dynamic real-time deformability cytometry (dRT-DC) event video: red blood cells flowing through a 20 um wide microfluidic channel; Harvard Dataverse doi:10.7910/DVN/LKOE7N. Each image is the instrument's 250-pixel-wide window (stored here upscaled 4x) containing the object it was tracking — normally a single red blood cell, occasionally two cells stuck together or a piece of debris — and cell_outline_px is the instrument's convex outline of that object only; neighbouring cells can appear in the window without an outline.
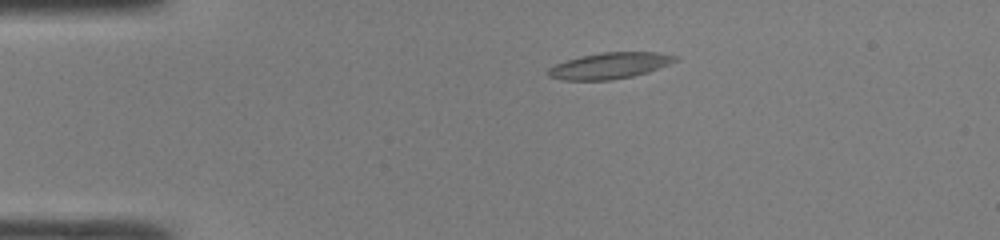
{"species": "common noctule bat (a hibernating species)", "species_latin": "Nyctalus noctula", "temperature_condition": "room temperature", "stored_images_in_passage": 42, "camera_frame_rate_fps": 3000, "um_per_image_px": 0.085, "animal": {"sex": "male", "body_mass_g": 19.0, "forearm_length_mm": 50.8}, "frame": {"image": 1, "passage_image": 4, "time_ms": 1.0, "image_size_px": [1000, 240], "cell_outline_px": [[680, 60], [648, 72], [632, 76], [612, 80], [560, 80], [548, 76], [548, 68], [556, 64], [580, 56], [604, 52], [660, 52], [676, 56]], "centroid_in_image_um": [51.84, 5.58], "position_along_channel_um": 33.2, "area_um2": 19.36}}
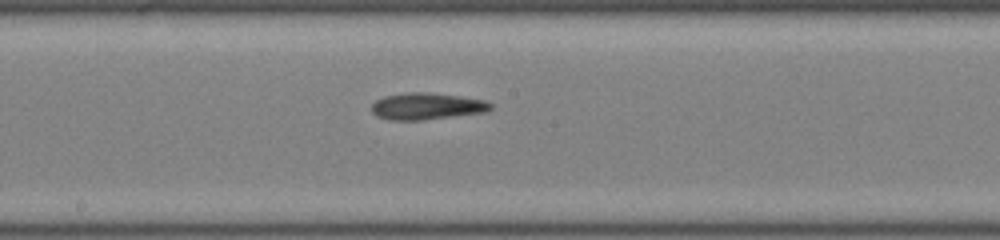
{"frame": {"image": 2, "passage_image": 20, "time_ms": 6.333, "image_size_px": [1000, 240], "cell_outline_px": [[492, 108], [488, 112], [424, 120], [388, 120], [376, 116], [372, 112], [372, 104], [376, 100], [384, 96], [408, 92], [428, 92], [460, 96], [484, 100], [492, 104]], "centroid_in_image_um": [36.28, 9.03], "position_along_channel_um": 211.9, "area_um2": 18.73}}
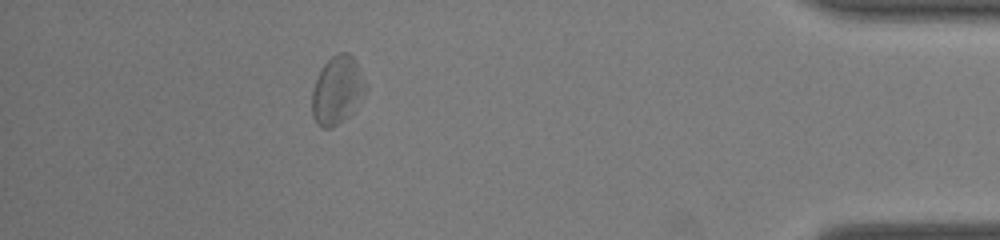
{"frame": {"image": 3, "passage_image": 37, "time_ms": 12.0, "image_size_px": [1000, 240], "cell_outline_px": [[364, 88], [348, 116], [336, 124], [328, 128], [320, 128], [316, 124], [312, 116], [312, 92], [320, 68], [332, 56], [340, 52], [348, 52], [356, 60], [364, 84]], "centroid_in_image_um": [28.58, 7.65], "position_along_channel_um": 406.6, "area_um2": 20.46}, "authors_computed_cell_mechanics": {"area_um2": 18.9006, "velocity_mm_per_s": 4.2618, "shape_relaxation_time_tau1_ms": null, "shape_relaxation_time_tau2_ms": 3.3686, "deformation_change_tau1": null, "deformation_change_tau2": 0.1158}}